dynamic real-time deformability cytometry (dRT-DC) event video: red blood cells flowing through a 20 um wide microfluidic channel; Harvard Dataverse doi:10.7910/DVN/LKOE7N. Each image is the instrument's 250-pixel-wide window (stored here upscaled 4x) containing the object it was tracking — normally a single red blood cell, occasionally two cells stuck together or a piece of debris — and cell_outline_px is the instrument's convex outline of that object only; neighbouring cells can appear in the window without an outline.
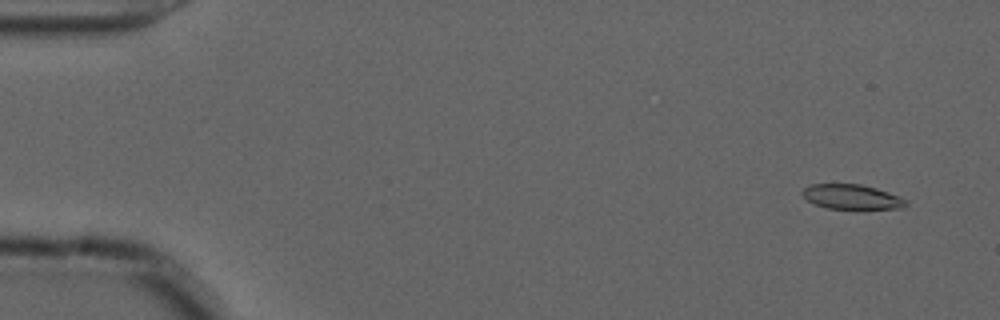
{"species": "common noctule bat (a hibernating species)", "species_latin": "Nyctalus noctula", "temperature_condition": "cold", "stored_images_in_passage": 56, "camera_frame_rate_fps": 3000, "um_per_image_px": 0.085, "animal": {"sex": "male", "forearm_length_mm": 52.5}, "frame": {"image": 1, "passage_image": 4, "time_ms": 1.0, "image_size_px": [1000, 320], "cell_outline_px": [[908, 204], [904, 208], [856, 212], [828, 208], [816, 204], [808, 200], [800, 192], [804, 188], [812, 184], [860, 184], [876, 188], [900, 196], [908, 200]], "centroid_in_image_um": [72.49, 16.79], "position_along_channel_um": 12.5, "area_um2": 15.84}}
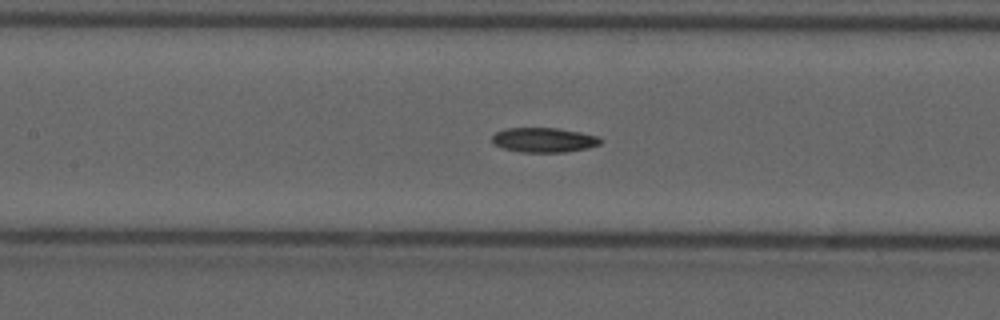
{"frame": {"image": 2, "passage_image": 26, "time_ms": 8.333, "image_size_px": [1000, 320], "cell_outline_px": [[604, 140], [600, 144], [588, 148], [564, 152], [520, 152], [504, 148], [496, 144], [492, 140], [492, 136], [496, 132], [504, 128], [556, 128], [580, 132], [600, 136]], "centroid_in_image_um": [46.28, 11.89], "position_along_channel_um": 161.1, "area_um2": 15.61}}
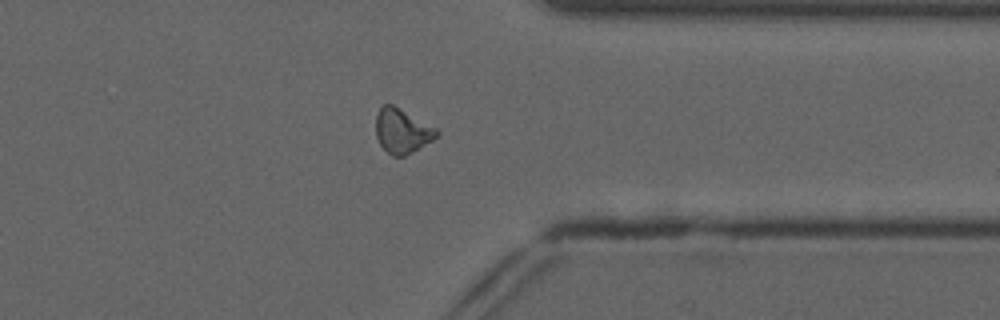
{"frame": {"image": 3, "passage_image": 44, "time_ms": 14.333, "image_size_px": [1000, 320], "cell_outline_px": [[440, 132], [432, 140], [404, 156], [392, 156], [380, 144], [376, 136], [376, 116], [380, 108], [384, 104], [392, 104], [436, 128]], "centroid_in_image_um": [34.16, 11.12], "position_along_channel_um": 377.2, "area_um2": 15.43}}